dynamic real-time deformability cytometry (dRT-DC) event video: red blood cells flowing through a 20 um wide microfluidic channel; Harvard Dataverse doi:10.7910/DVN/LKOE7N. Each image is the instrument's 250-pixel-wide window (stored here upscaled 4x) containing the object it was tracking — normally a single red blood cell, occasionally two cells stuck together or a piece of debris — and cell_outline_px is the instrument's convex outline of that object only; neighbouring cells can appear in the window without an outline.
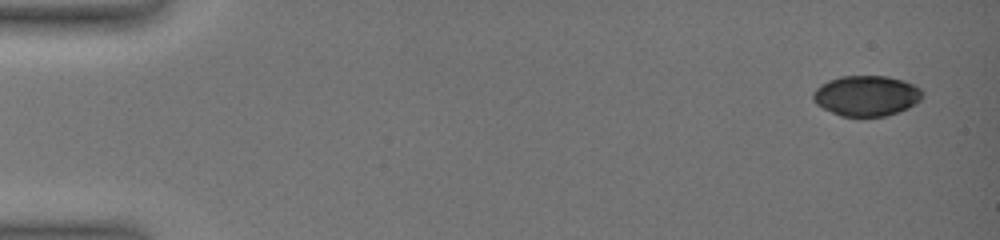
{"species": "common noctule bat (a hibernating species)", "species_latin": "Nyctalus noctula", "temperature_condition": "warm", "stored_images_in_passage": 8, "camera_frame_rate_fps": 3000, "um_per_image_px": 0.085, "animal": {"sex": "female", "body_mass_g": 19.0, "forearm_length_mm": 51.5}, "frame": {"image": 1, "passage_image": 1, "time_ms": 0.0, "image_size_px": [1000, 240], "cell_outline_px": [[924, 96], [916, 104], [908, 108], [888, 116], [840, 116], [816, 104], [812, 100], [812, 96], [816, 88], [820, 84], [828, 80], [840, 76], [888, 76], [904, 80], [920, 88], [924, 92]], "centroid_in_image_um": [73.66, 8.13], "position_along_channel_um": 11.3, "area_um2": 26.01}}
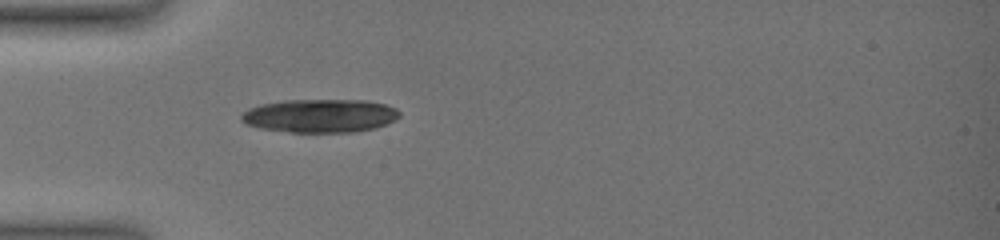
{"frame": {"image": 2, "passage_image": 5, "time_ms": 4.667, "image_size_px": [1000, 240], "cell_outline_px": [[400, 116], [396, 120], [376, 128], [356, 132], [288, 132], [260, 128], [248, 124], [240, 120], [240, 116], [248, 108], [260, 104], [284, 100], [364, 100], [384, 104], [396, 108], [400, 112]], "centroid_in_image_um": [27.21, 9.84], "position_along_channel_um": 57.8, "area_um2": 30.98}}
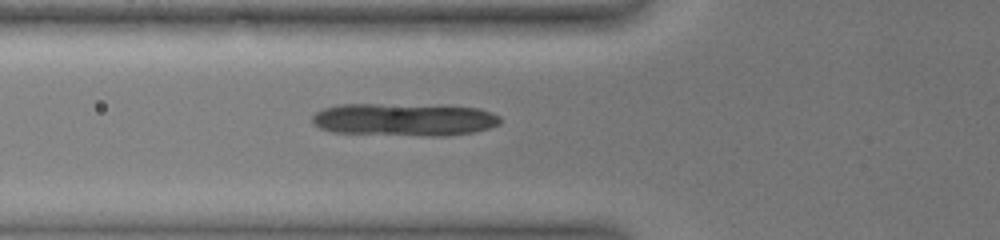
{"frame": {"image": 3, "passage_image": 8, "time_ms": 5.667, "image_size_px": [1000, 240], "cell_outline_px": [[500, 124], [476, 132], [448, 136], [420, 136], [332, 132], [320, 128], [312, 124], [312, 116], [316, 112], [324, 108], [340, 104], [440, 104], [480, 108], [492, 112], [500, 116]], "centroid_in_image_um": [34.41, 10.15], "position_along_channel_um": 91.4, "area_um2": 36.76}}